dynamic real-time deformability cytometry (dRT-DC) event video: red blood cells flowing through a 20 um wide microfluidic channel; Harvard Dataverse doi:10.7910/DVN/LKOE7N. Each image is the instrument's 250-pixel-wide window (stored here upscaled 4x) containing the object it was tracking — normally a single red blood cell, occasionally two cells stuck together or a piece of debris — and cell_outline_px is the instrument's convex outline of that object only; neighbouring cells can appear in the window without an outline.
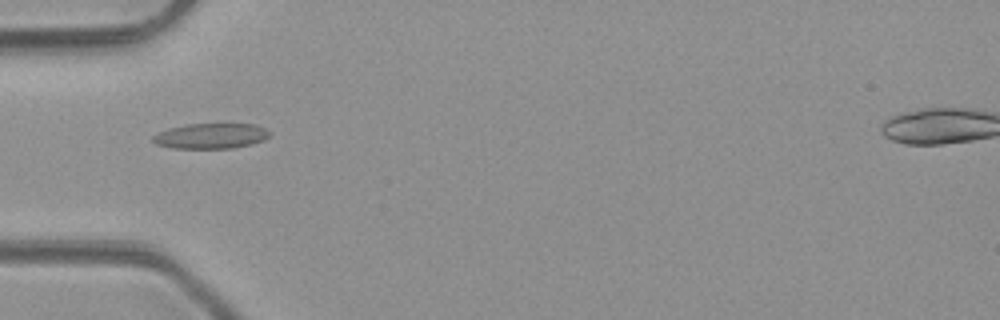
{"species": "common noctule bat (a hibernating species)", "species_latin": "Nyctalus noctula", "temperature_condition": "room temperature", "stored_images_in_passage": 3, "camera_frame_rate_fps": 3000, "um_per_image_px": 0.085, "animal": {"sex": "male", "body_mass_g": 23.1, "forearm_length_mm": 52.7}, "frame": {"image": 1, "passage_image": 3, "time_ms": 2.333, "image_size_px": [1000, 320], "cell_outline_px": [[272, 132], [264, 140], [252, 144], [232, 148], [172, 148], [156, 144], [152, 140], [152, 136], [168, 128], [184, 124], [256, 124]], "centroid_in_image_um": [17.93, 11.55], "position_along_channel_um": 67.1, "area_um2": 17.28}}